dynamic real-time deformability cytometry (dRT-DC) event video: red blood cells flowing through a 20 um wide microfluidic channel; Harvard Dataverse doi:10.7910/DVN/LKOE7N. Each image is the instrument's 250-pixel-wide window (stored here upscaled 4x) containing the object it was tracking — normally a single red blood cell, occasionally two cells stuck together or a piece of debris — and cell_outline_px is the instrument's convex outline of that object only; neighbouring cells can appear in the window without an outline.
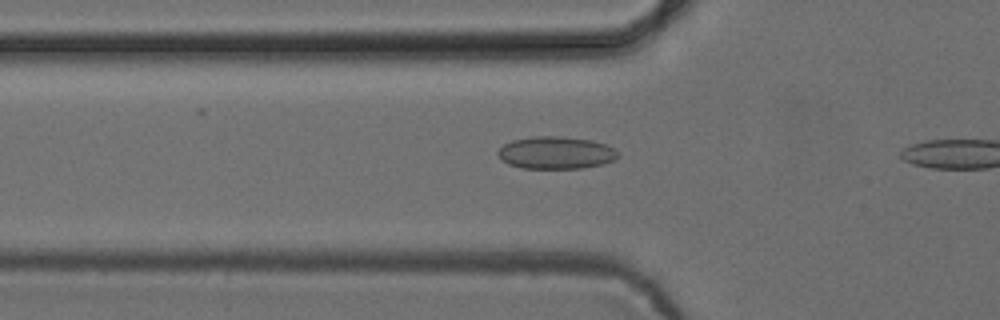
{"species": "common noctule bat (a hibernating species)", "species_latin": "Nyctalus noctula", "temperature_condition": "cold", "stored_images_in_passage": 9, "camera_frame_rate_fps": 3000, "um_per_image_px": 0.085, "animal": {"sex": "female", "body_mass_g": 24.6, "forearm_length_mm": 56.2}, "frame": {"image": 1, "passage_image": 8, "time_ms": 2.333, "image_size_px": [1000, 320], "cell_outline_px": [[620, 156], [616, 160], [604, 164], [580, 168], [520, 168], [508, 164], [500, 160], [496, 152], [504, 144], [512, 140], [532, 136], [560, 136], [592, 140], [604, 144], [612, 148]], "centroid_in_image_um": [47.22, 12.98], "position_along_channel_um": 78.6, "area_um2": 22.83}}